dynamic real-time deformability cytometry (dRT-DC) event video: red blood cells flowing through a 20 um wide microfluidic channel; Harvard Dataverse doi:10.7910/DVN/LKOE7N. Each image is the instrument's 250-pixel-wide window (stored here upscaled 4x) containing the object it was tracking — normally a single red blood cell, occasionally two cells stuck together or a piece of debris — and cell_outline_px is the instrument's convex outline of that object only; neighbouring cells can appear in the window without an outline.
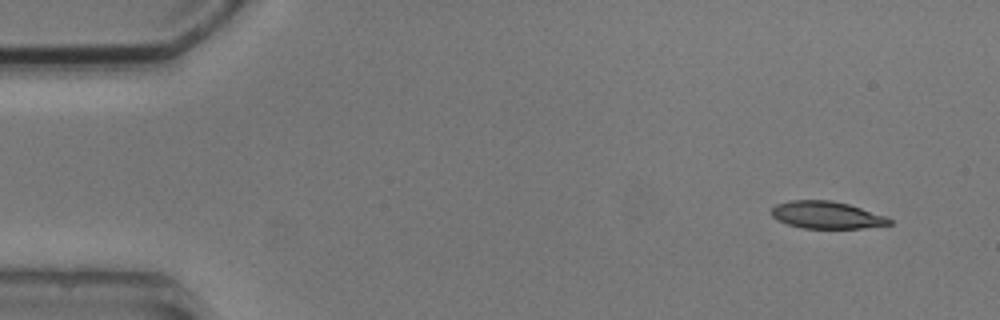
{"species": "common noctule bat (a hibernating species)", "species_latin": "Nyctalus noctula", "temperature_condition": "cold", "stored_images_in_passage": 5, "segment_of_instrument_passage": [1, 2], "camera_frame_rate_fps": 3000, "um_per_image_px": 0.085, "animal": {"sex": "male", "body_mass_g": 20.5, "forearm_length_mm": 52.5}, "frame": {"image": 1, "passage_image": 1, "time_ms": 0.0, "image_size_px": [1000, 320], "cell_outline_px": [[892, 224], [864, 228], [804, 228], [788, 224], [776, 220], [772, 216], [772, 208], [776, 204], [792, 200], [832, 200], [848, 204], [888, 216], [892, 220]], "centroid_in_image_um": [70.29, 18.27], "position_along_channel_um": 14.7, "area_um2": 18.79}}
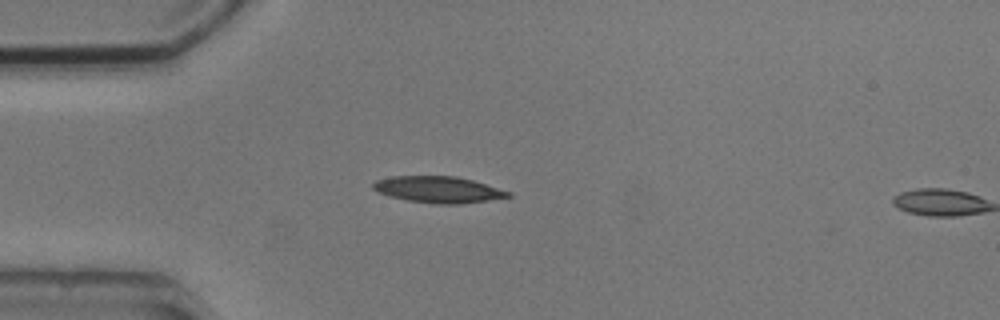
{"frame": {"image": 2, "passage_image": 4, "time_ms": 3.333, "image_size_px": [1000, 320], "cell_outline_px": [[512, 196], [488, 200], [460, 204], [432, 204], [408, 200], [388, 196], [376, 192], [372, 188], [372, 184], [376, 180], [392, 176], [456, 176], [472, 180], [512, 192]], "centroid_in_image_um": [37.23, 16.11], "position_along_channel_um": 47.8, "area_um2": 20.87}}